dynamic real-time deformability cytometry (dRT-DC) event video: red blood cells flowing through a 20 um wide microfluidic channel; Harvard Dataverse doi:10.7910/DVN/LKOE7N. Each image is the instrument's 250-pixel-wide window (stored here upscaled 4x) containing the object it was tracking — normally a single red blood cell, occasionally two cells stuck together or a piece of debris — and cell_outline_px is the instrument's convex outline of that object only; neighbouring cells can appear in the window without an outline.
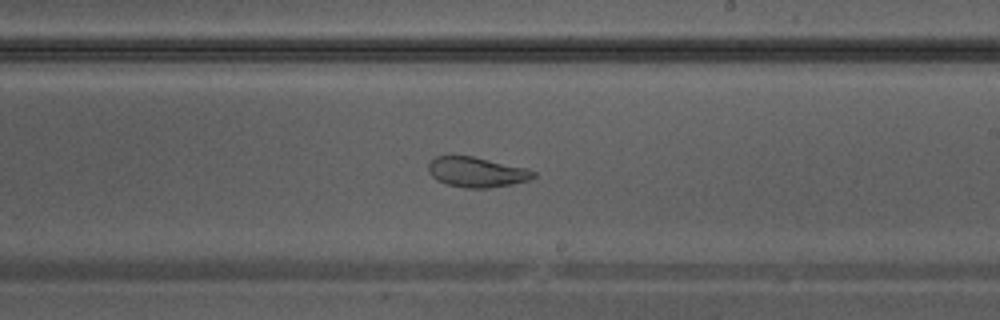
{"species": "Egyptian fruit bat (a non-hibernating species)", "species_latin": "Rousettus aegyptiacus", "temperature_condition": "warm", "stored_images_in_passage": 29, "camera_frame_rate_fps": 3000, "um_per_image_px": 0.085, "animal": {"sex": "male"}, "frame": {"image": 1, "passage_image": 13, "time_ms": 4.0, "image_size_px": [1000, 320], "cell_outline_px": [[536, 176], [528, 180], [512, 184], [488, 188], [468, 188], [448, 184], [436, 180], [428, 172], [428, 164], [436, 156], [472, 156], [528, 168], [536, 172]], "centroid_in_image_um": [40.53, 14.63], "position_along_channel_um": 248.5, "area_um2": 18.38}}
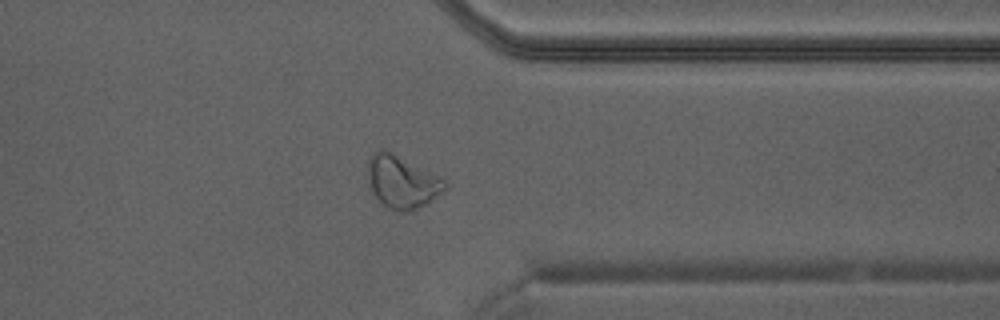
{"frame": {"image": 2, "passage_image": 21, "time_ms": 6.667, "image_size_px": [1000, 320], "cell_outline_px": [[448, 188], [432, 200], [416, 208], [404, 212], [400, 212], [388, 208], [376, 196], [372, 188], [368, 176], [368, 164], [372, 156], [380, 148], [384, 148], [440, 176], [448, 184]], "centroid_in_image_um": [34.21, 15.45], "position_along_channel_um": 377.2, "area_um2": 23.24}}